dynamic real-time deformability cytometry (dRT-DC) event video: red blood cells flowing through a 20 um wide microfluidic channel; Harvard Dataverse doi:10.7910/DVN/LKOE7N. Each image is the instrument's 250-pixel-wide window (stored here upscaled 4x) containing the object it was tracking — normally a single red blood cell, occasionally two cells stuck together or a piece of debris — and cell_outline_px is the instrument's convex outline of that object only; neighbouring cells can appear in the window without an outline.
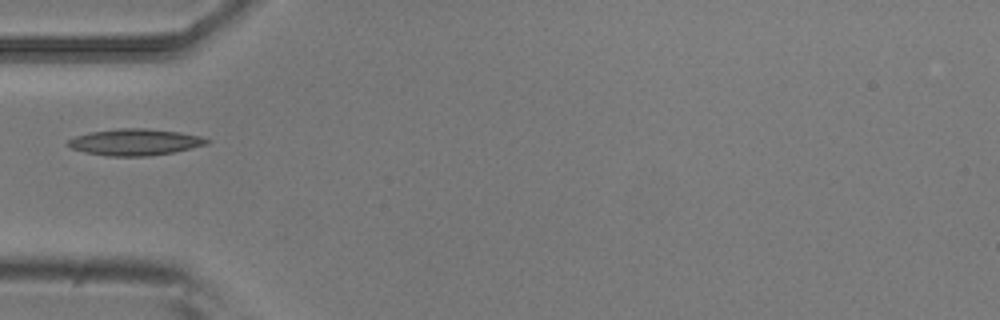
{"species": "common noctule bat (a hibernating species)", "species_latin": "Nyctalus noctula", "temperature_condition": "room temperature", "stored_images_in_passage": 2, "camera_frame_rate_fps": 3000, "um_per_image_px": 0.085, "animal": {"sex": "male", "body_mass_g": 20.5, "forearm_length_mm": 52.5}, "frame": {"image": 1, "passage_image": 1, "time_ms": 0.0, "image_size_px": [1000, 320], "cell_outline_px": [[212, 140], [208, 144], [172, 152], [148, 156], [108, 156], [84, 152], [72, 148], [64, 144], [68, 140], [76, 136], [92, 132], [120, 128], [144, 128], [180, 132], [200, 136]], "centroid_in_image_um": [11.47, 12.08], "position_along_channel_um": 73.5, "area_um2": 21.33}}
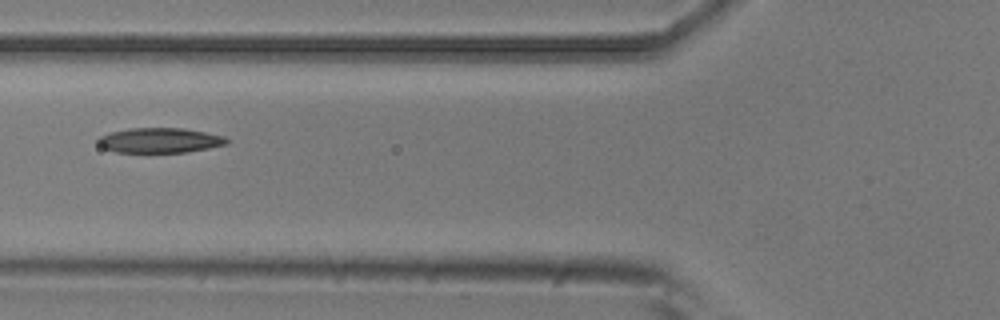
{"frame": {"image": 2, "passage_image": 2, "time_ms": 0.333, "image_size_px": [1000, 320], "cell_outline_px": [[232, 140], [228, 144], [188, 152], [116, 152], [104, 148], [96, 140], [100, 136], [112, 132], [128, 128], [184, 128], [224, 136]], "centroid_in_image_um": [13.63, 11.93], "position_along_channel_um": 112.2, "area_um2": 18.73}}